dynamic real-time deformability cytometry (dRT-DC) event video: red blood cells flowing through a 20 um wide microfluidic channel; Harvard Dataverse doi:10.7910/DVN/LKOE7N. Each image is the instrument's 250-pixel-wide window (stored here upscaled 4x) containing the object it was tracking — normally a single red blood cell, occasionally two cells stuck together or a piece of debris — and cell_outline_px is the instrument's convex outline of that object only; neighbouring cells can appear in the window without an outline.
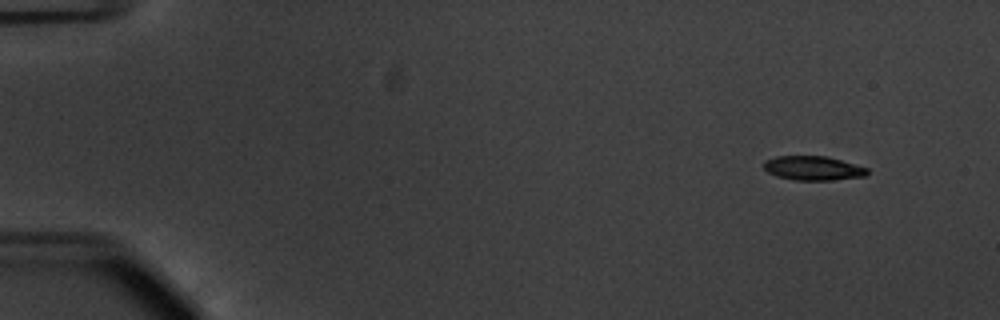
{"species": "common noctule bat (a hibernating species)", "species_latin": "Nyctalus noctula", "temperature_condition": "warm", "stored_images_in_passage": 34, "camera_frame_rate_fps": 3000, "um_per_image_px": 0.085, "animal": {"sex": "male", "body_mass_g": 20.1, "forearm_length_mm": 53.5}, "frame": {"image": 1, "passage_image": 6, "time_ms": 1.667, "image_size_px": [1000, 320], "cell_outline_px": [[868, 172], [864, 176], [832, 180], [796, 180], [776, 176], [768, 172], [764, 168], [764, 160], [776, 156], [824, 156], [840, 160], [868, 168]], "centroid_in_image_um": [69.08, 14.29], "position_along_channel_um": 15.9, "area_um2": 14.45}}